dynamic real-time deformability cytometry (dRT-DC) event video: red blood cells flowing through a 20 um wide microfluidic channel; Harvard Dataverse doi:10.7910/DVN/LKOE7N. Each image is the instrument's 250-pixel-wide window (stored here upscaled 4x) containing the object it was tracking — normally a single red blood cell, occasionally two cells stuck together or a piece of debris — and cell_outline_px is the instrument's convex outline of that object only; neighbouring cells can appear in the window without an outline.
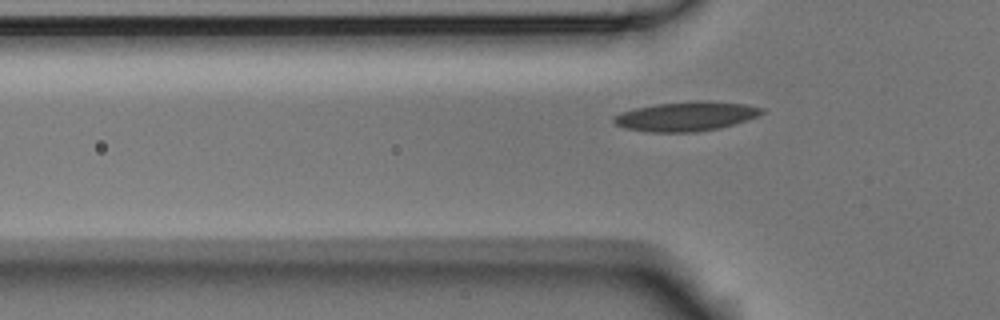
{"species": "Egyptian fruit bat (a non-hibernating species)", "species_latin": "Rousettus aegyptiacus", "temperature_condition": "room temperature", "stored_images_in_passage": 4, "camera_frame_rate_fps": 3000, "um_per_image_px": 0.085, "animal": {"sex": "male"}, "frame": {"image": 1, "passage_image": 4, "time_ms": 1.0, "image_size_px": [1000, 320], "cell_outline_px": [[764, 112], [748, 120], [720, 128], [692, 132], [648, 132], [624, 128], [616, 124], [612, 120], [612, 116], [620, 112], [636, 108], [656, 104], [696, 100], [708, 100], [744, 104], [764, 108]], "centroid_in_image_um": [58.3, 9.88], "position_along_channel_um": 67.5, "area_um2": 25.49}}